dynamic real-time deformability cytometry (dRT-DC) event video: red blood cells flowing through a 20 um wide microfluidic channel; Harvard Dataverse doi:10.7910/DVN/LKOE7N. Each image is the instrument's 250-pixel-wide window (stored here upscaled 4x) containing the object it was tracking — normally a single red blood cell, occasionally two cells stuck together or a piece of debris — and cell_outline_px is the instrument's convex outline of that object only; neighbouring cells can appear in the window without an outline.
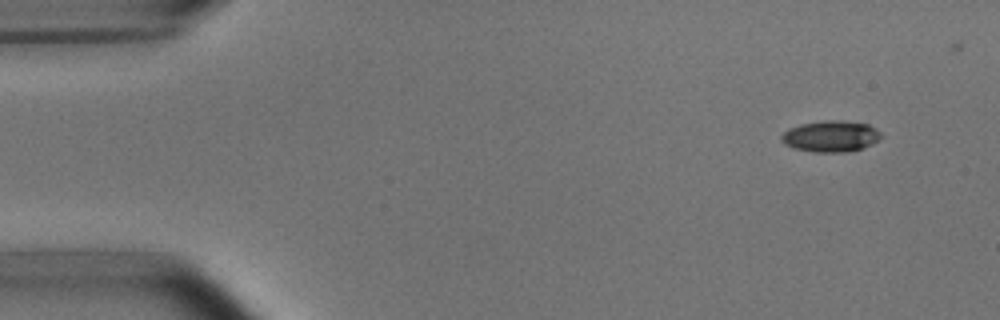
{"species": "common noctule bat (a hibernating species)", "species_latin": "Nyctalus noctula", "temperature_condition": "room temperature", "stored_images_in_passage": 4, "camera_frame_rate_fps": 3000, "um_per_image_px": 0.085, "animal": {"sex": "male", "body_mass_g": 15.6}, "frame": {"image": 1, "passage_image": 1, "time_ms": 0.0, "image_size_px": [1000, 320], "cell_outline_px": [[880, 136], [872, 144], [864, 148], [844, 152], [816, 152], [792, 148], [784, 144], [780, 140], [780, 136], [788, 128], [800, 124], [828, 120], [840, 120], [868, 124], [876, 128], [880, 132]], "centroid_in_image_um": [70.57, 11.58], "position_along_channel_um": 14.4, "area_um2": 18.15}}
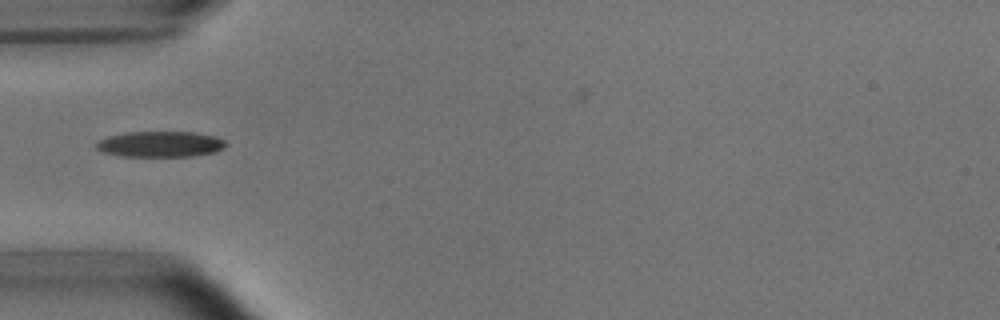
{"frame": {"image": 2, "passage_image": 4, "time_ms": 4.333, "image_size_px": [1000, 320], "cell_outline_px": [[228, 144], [224, 148], [216, 152], [192, 156], [120, 156], [100, 152], [96, 148], [96, 144], [100, 140], [108, 136], [128, 132], [192, 132], [216, 136], [224, 140]], "centroid_in_image_um": [13.64, 12.26], "position_along_channel_um": 71.4, "area_um2": 19.54}}